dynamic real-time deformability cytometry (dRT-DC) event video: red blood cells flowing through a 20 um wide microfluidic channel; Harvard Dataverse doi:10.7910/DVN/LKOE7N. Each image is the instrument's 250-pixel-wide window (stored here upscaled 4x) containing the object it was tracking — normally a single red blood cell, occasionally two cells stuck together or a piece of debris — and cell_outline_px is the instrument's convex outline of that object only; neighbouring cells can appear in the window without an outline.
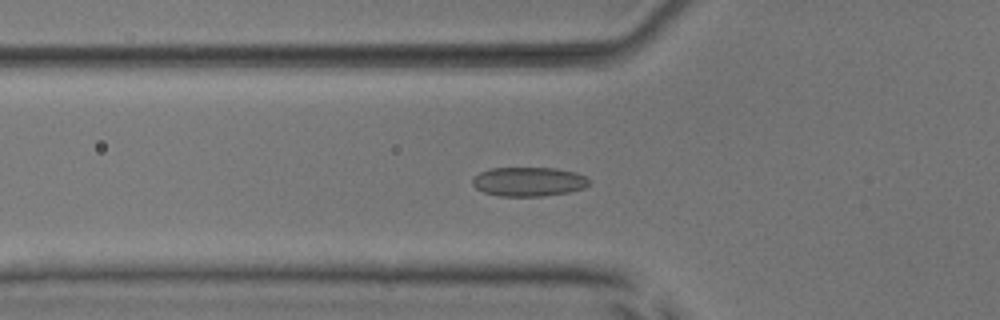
{"species": "common noctule bat (a hibernating species)", "species_latin": "Nyctalus noctula", "temperature_condition": "room temperature", "stored_images_in_passage": 51, "camera_frame_rate_fps": 3000, "um_per_image_px": 0.085, "animal": {"sex": "male", "body_mass_g": 17.9, "forearm_length_mm": 54.2}, "frame": {"image": 1, "passage_image": 16, "time_ms": 5.0, "image_size_px": [1000, 320], "cell_outline_px": [[592, 180], [584, 188], [568, 192], [540, 196], [500, 196], [484, 192], [476, 188], [472, 184], [472, 180], [480, 172], [492, 168], [556, 168], [576, 172]], "centroid_in_image_um": [44.95, 15.44], "position_along_channel_um": 80.8, "area_um2": 19.77}}
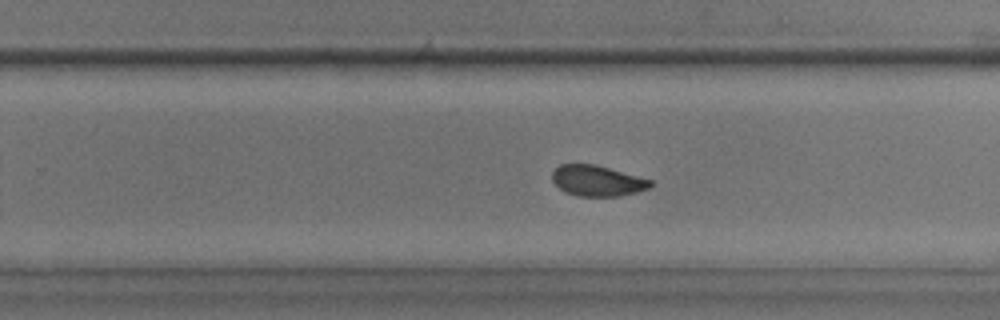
{"frame": {"image": 2, "passage_image": 31, "time_ms": 10.0, "image_size_px": [1000, 320], "cell_outline_px": [[652, 184], [648, 188], [636, 192], [620, 196], [576, 196], [564, 192], [552, 180], [552, 172], [560, 164], [596, 164], [652, 180]], "centroid_in_image_um": [50.75, 15.36], "position_along_channel_um": 279.1, "area_um2": 17.57}}
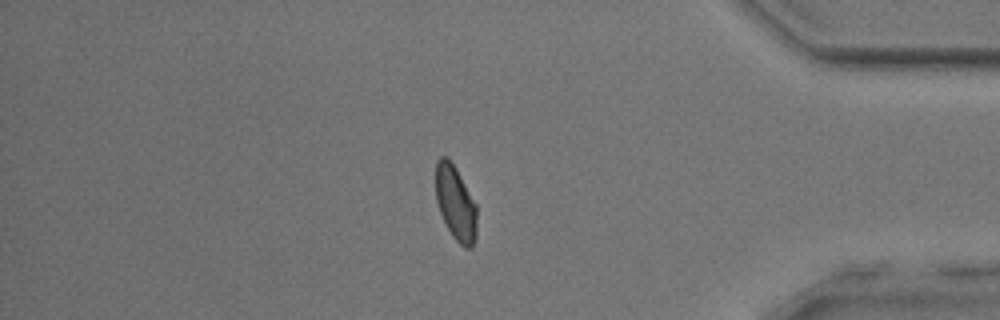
{"frame": {"image": 3, "passage_image": 42, "time_ms": 13.667, "image_size_px": [1000, 320], "cell_outline_px": [[476, 240], [472, 248], [464, 248], [452, 236], [440, 212], [436, 200], [436, 160], [440, 156], [448, 156], [456, 168], [476, 204]], "centroid_in_image_um": [38.73, 17.26], "position_along_channel_um": 396.5, "area_um2": 17.92}, "authors_computed_cell_mechanics": {"area_um2": 18.6694, "velocity_mm_per_s": 3.9747, "shape_relaxation_time_tau1_ms": 3.7004, "shape_relaxation_time_tau2_ms": 0.9408, "deformation_change_tau1": 0.0909, "deformation_change_tau2": 0.0529}}